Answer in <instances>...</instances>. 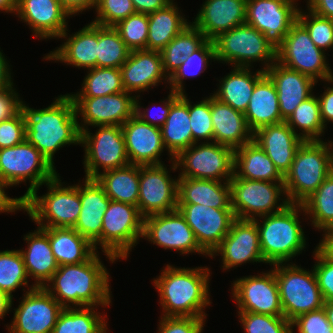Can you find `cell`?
Masks as SVG:
<instances>
[{
    "mask_svg": "<svg viewBox=\"0 0 333 333\" xmlns=\"http://www.w3.org/2000/svg\"><path fill=\"white\" fill-rule=\"evenodd\" d=\"M97 253L83 263L58 266L51 284L44 287L63 308L72 307L71 303L75 307L110 305V277Z\"/></svg>",
    "mask_w": 333,
    "mask_h": 333,
    "instance_id": "cell-1",
    "label": "cell"
},
{
    "mask_svg": "<svg viewBox=\"0 0 333 333\" xmlns=\"http://www.w3.org/2000/svg\"><path fill=\"white\" fill-rule=\"evenodd\" d=\"M26 121L25 139L34 145L53 165L56 151L67 144H79L81 132L78 115L70 94L60 95L48 107L29 108L23 104Z\"/></svg>",
    "mask_w": 333,
    "mask_h": 333,
    "instance_id": "cell-2",
    "label": "cell"
},
{
    "mask_svg": "<svg viewBox=\"0 0 333 333\" xmlns=\"http://www.w3.org/2000/svg\"><path fill=\"white\" fill-rule=\"evenodd\" d=\"M209 268H176L166 265L161 275L154 279L160 293L163 317L205 318L204 308L211 304L209 298Z\"/></svg>",
    "mask_w": 333,
    "mask_h": 333,
    "instance_id": "cell-3",
    "label": "cell"
},
{
    "mask_svg": "<svg viewBox=\"0 0 333 333\" xmlns=\"http://www.w3.org/2000/svg\"><path fill=\"white\" fill-rule=\"evenodd\" d=\"M328 143L308 140L299 146L283 181L290 204H302L333 171L332 146Z\"/></svg>",
    "mask_w": 333,
    "mask_h": 333,
    "instance_id": "cell-4",
    "label": "cell"
},
{
    "mask_svg": "<svg viewBox=\"0 0 333 333\" xmlns=\"http://www.w3.org/2000/svg\"><path fill=\"white\" fill-rule=\"evenodd\" d=\"M299 211L304 212L302 204H289L280 212L261 216L262 225L254 219L265 263L286 264L304 250L306 238L298 218Z\"/></svg>",
    "mask_w": 333,
    "mask_h": 333,
    "instance_id": "cell-5",
    "label": "cell"
},
{
    "mask_svg": "<svg viewBox=\"0 0 333 333\" xmlns=\"http://www.w3.org/2000/svg\"><path fill=\"white\" fill-rule=\"evenodd\" d=\"M58 175L45 183L48 193L38 196L32 192L24 200V211L40 228H74L77 223L81 210L80 185L63 187Z\"/></svg>",
    "mask_w": 333,
    "mask_h": 333,
    "instance_id": "cell-6",
    "label": "cell"
},
{
    "mask_svg": "<svg viewBox=\"0 0 333 333\" xmlns=\"http://www.w3.org/2000/svg\"><path fill=\"white\" fill-rule=\"evenodd\" d=\"M278 283L280 302L284 317L292 322L298 316L319 310L324 299L314 270L307 271L296 264L273 265Z\"/></svg>",
    "mask_w": 333,
    "mask_h": 333,
    "instance_id": "cell-7",
    "label": "cell"
},
{
    "mask_svg": "<svg viewBox=\"0 0 333 333\" xmlns=\"http://www.w3.org/2000/svg\"><path fill=\"white\" fill-rule=\"evenodd\" d=\"M216 60L234 67H250L251 62L264 61L265 71L276 61V49L265 39L262 32L244 23L222 32L215 39ZM270 62V63H269Z\"/></svg>",
    "mask_w": 333,
    "mask_h": 333,
    "instance_id": "cell-8",
    "label": "cell"
},
{
    "mask_svg": "<svg viewBox=\"0 0 333 333\" xmlns=\"http://www.w3.org/2000/svg\"><path fill=\"white\" fill-rule=\"evenodd\" d=\"M143 219L135 205L110 200L101 230L102 251L113 263L126 259L143 233Z\"/></svg>",
    "mask_w": 333,
    "mask_h": 333,
    "instance_id": "cell-9",
    "label": "cell"
},
{
    "mask_svg": "<svg viewBox=\"0 0 333 333\" xmlns=\"http://www.w3.org/2000/svg\"><path fill=\"white\" fill-rule=\"evenodd\" d=\"M55 166L26 139L13 147L0 149V177L10 186L29 180L24 199L40 186L53 179Z\"/></svg>",
    "mask_w": 333,
    "mask_h": 333,
    "instance_id": "cell-10",
    "label": "cell"
},
{
    "mask_svg": "<svg viewBox=\"0 0 333 333\" xmlns=\"http://www.w3.org/2000/svg\"><path fill=\"white\" fill-rule=\"evenodd\" d=\"M197 145L181 151L172 161L173 170L183 166L178 177L230 181L234 175V149L217 142Z\"/></svg>",
    "mask_w": 333,
    "mask_h": 333,
    "instance_id": "cell-11",
    "label": "cell"
},
{
    "mask_svg": "<svg viewBox=\"0 0 333 333\" xmlns=\"http://www.w3.org/2000/svg\"><path fill=\"white\" fill-rule=\"evenodd\" d=\"M229 185L231 207L238 219L254 220L256 216L261 217L280 212L290 204L287 198L279 197L283 196L281 194L286 195L283 182L231 178Z\"/></svg>",
    "mask_w": 333,
    "mask_h": 333,
    "instance_id": "cell-12",
    "label": "cell"
},
{
    "mask_svg": "<svg viewBox=\"0 0 333 333\" xmlns=\"http://www.w3.org/2000/svg\"><path fill=\"white\" fill-rule=\"evenodd\" d=\"M276 61L307 75L316 82L333 80V73L326 62L324 51L311 40L306 28L297 20L276 50Z\"/></svg>",
    "mask_w": 333,
    "mask_h": 333,
    "instance_id": "cell-13",
    "label": "cell"
},
{
    "mask_svg": "<svg viewBox=\"0 0 333 333\" xmlns=\"http://www.w3.org/2000/svg\"><path fill=\"white\" fill-rule=\"evenodd\" d=\"M96 127L99 129L95 134L90 133L87 126L81 131L80 144L85 147V178L98 176L101 167L104 172L130 164L121 126Z\"/></svg>",
    "mask_w": 333,
    "mask_h": 333,
    "instance_id": "cell-14",
    "label": "cell"
},
{
    "mask_svg": "<svg viewBox=\"0 0 333 333\" xmlns=\"http://www.w3.org/2000/svg\"><path fill=\"white\" fill-rule=\"evenodd\" d=\"M294 1L247 0L245 23L262 32L265 39L277 50L297 21L299 8Z\"/></svg>",
    "mask_w": 333,
    "mask_h": 333,
    "instance_id": "cell-15",
    "label": "cell"
},
{
    "mask_svg": "<svg viewBox=\"0 0 333 333\" xmlns=\"http://www.w3.org/2000/svg\"><path fill=\"white\" fill-rule=\"evenodd\" d=\"M15 308L10 333H52L61 304L44 288L31 285Z\"/></svg>",
    "mask_w": 333,
    "mask_h": 333,
    "instance_id": "cell-16",
    "label": "cell"
},
{
    "mask_svg": "<svg viewBox=\"0 0 333 333\" xmlns=\"http://www.w3.org/2000/svg\"><path fill=\"white\" fill-rule=\"evenodd\" d=\"M178 180L171 178L166 165L139 166L137 207L143 217L177 209Z\"/></svg>",
    "mask_w": 333,
    "mask_h": 333,
    "instance_id": "cell-17",
    "label": "cell"
},
{
    "mask_svg": "<svg viewBox=\"0 0 333 333\" xmlns=\"http://www.w3.org/2000/svg\"><path fill=\"white\" fill-rule=\"evenodd\" d=\"M142 237L181 254L198 252L208 255L197 243L192 229L178 209L144 217Z\"/></svg>",
    "mask_w": 333,
    "mask_h": 333,
    "instance_id": "cell-18",
    "label": "cell"
},
{
    "mask_svg": "<svg viewBox=\"0 0 333 333\" xmlns=\"http://www.w3.org/2000/svg\"><path fill=\"white\" fill-rule=\"evenodd\" d=\"M177 209L208 256L221 244L236 219L233 209H217L201 204H177Z\"/></svg>",
    "mask_w": 333,
    "mask_h": 333,
    "instance_id": "cell-19",
    "label": "cell"
},
{
    "mask_svg": "<svg viewBox=\"0 0 333 333\" xmlns=\"http://www.w3.org/2000/svg\"><path fill=\"white\" fill-rule=\"evenodd\" d=\"M233 298L239 312L284 316L275 272L246 276L233 282Z\"/></svg>",
    "mask_w": 333,
    "mask_h": 333,
    "instance_id": "cell-20",
    "label": "cell"
},
{
    "mask_svg": "<svg viewBox=\"0 0 333 333\" xmlns=\"http://www.w3.org/2000/svg\"><path fill=\"white\" fill-rule=\"evenodd\" d=\"M123 91L106 96L72 97L76 114H81L84 124H79L80 132L84 126H122L135 114V98Z\"/></svg>",
    "mask_w": 333,
    "mask_h": 333,
    "instance_id": "cell-21",
    "label": "cell"
},
{
    "mask_svg": "<svg viewBox=\"0 0 333 333\" xmlns=\"http://www.w3.org/2000/svg\"><path fill=\"white\" fill-rule=\"evenodd\" d=\"M217 253L222 256L224 270L249 261L264 263L256 221L236 218L228 234L209 257Z\"/></svg>",
    "mask_w": 333,
    "mask_h": 333,
    "instance_id": "cell-22",
    "label": "cell"
},
{
    "mask_svg": "<svg viewBox=\"0 0 333 333\" xmlns=\"http://www.w3.org/2000/svg\"><path fill=\"white\" fill-rule=\"evenodd\" d=\"M15 15L28 24L35 35L41 39L66 38V18L70 14L59 0H17Z\"/></svg>",
    "mask_w": 333,
    "mask_h": 333,
    "instance_id": "cell-23",
    "label": "cell"
},
{
    "mask_svg": "<svg viewBox=\"0 0 333 333\" xmlns=\"http://www.w3.org/2000/svg\"><path fill=\"white\" fill-rule=\"evenodd\" d=\"M121 128L130 164H162L159 157L165 146L160 127L147 124L134 114Z\"/></svg>",
    "mask_w": 333,
    "mask_h": 333,
    "instance_id": "cell-24",
    "label": "cell"
},
{
    "mask_svg": "<svg viewBox=\"0 0 333 333\" xmlns=\"http://www.w3.org/2000/svg\"><path fill=\"white\" fill-rule=\"evenodd\" d=\"M265 74L274 83L282 120L285 122L296 107L311 97L316 81L311 77L290 69L275 61L265 70Z\"/></svg>",
    "mask_w": 333,
    "mask_h": 333,
    "instance_id": "cell-25",
    "label": "cell"
},
{
    "mask_svg": "<svg viewBox=\"0 0 333 333\" xmlns=\"http://www.w3.org/2000/svg\"><path fill=\"white\" fill-rule=\"evenodd\" d=\"M80 200L81 210L74 229L97 250L101 245L103 216L111 199L95 178H85L84 186H80Z\"/></svg>",
    "mask_w": 333,
    "mask_h": 333,
    "instance_id": "cell-26",
    "label": "cell"
},
{
    "mask_svg": "<svg viewBox=\"0 0 333 333\" xmlns=\"http://www.w3.org/2000/svg\"><path fill=\"white\" fill-rule=\"evenodd\" d=\"M120 71L124 90L129 93L146 91L152 86H157L163 79L168 82L159 51H130L126 62L120 67Z\"/></svg>",
    "mask_w": 333,
    "mask_h": 333,
    "instance_id": "cell-27",
    "label": "cell"
},
{
    "mask_svg": "<svg viewBox=\"0 0 333 333\" xmlns=\"http://www.w3.org/2000/svg\"><path fill=\"white\" fill-rule=\"evenodd\" d=\"M256 142L285 176L290 170L295 154L304 141L286 122L267 125L253 133Z\"/></svg>",
    "mask_w": 333,
    "mask_h": 333,
    "instance_id": "cell-28",
    "label": "cell"
},
{
    "mask_svg": "<svg viewBox=\"0 0 333 333\" xmlns=\"http://www.w3.org/2000/svg\"><path fill=\"white\" fill-rule=\"evenodd\" d=\"M247 0H206L193 25L213 40L246 21Z\"/></svg>",
    "mask_w": 333,
    "mask_h": 333,
    "instance_id": "cell-29",
    "label": "cell"
},
{
    "mask_svg": "<svg viewBox=\"0 0 333 333\" xmlns=\"http://www.w3.org/2000/svg\"><path fill=\"white\" fill-rule=\"evenodd\" d=\"M211 119L214 142L236 149L253 140V132L247 125L244 113L220 102L213 95H211Z\"/></svg>",
    "mask_w": 333,
    "mask_h": 333,
    "instance_id": "cell-30",
    "label": "cell"
},
{
    "mask_svg": "<svg viewBox=\"0 0 333 333\" xmlns=\"http://www.w3.org/2000/svg\"><path fill=\"white\" fill-rule=\"evenodd\" d=\"M170 91L171 109L160 129L164 146L168 149L172 161L181 151L193 145V136L186 94Z\"/></svg>",
    "mask_w": 333,
    "mask_h": 333,
    "instance_id": "cell-31",
    "label": "cell"
},
{
    "mask_svg": "<svg viewBox=\"0 0 333 333\" xmlns=\"http://www.w3.org/2000/svg\"><path fill=\"white\" fill-rule=\"evenodd\" d=\"M98 24L91 22L44 58L82 68L97 67Z\"/></svg>",
    "mask_w": 333,
    "mask_h": 333,
    "instance_id": "cell-32",
    "label": "cell"
},
{
    "mask_svg": "<svg viewBox=\"0 0 333 333\" xmlns=\"http://www.w3.org/2000/svg\"><path fill=\"white\" fill-rule=\"evenodd\" d=\"M177 204H201L217 209H232L229 181L179 177Z\"/></svg>",
    "mask_w": 333,
    "mask_h": 333,
    "instance_id": "cell-33",
    "label": "cell"
},
{
    "mask_svg": "<svg viewBox=\"0 0 333 333\" xmlns=\"http://www.w3.org/2000/svg\"><path fill=\"white\" fill-rule=\"evenodd\" d=\"M24 239L28 243L27 250L19 251L23 257L27 275L36 280L33 284L35 287H45L58 269L49 237L38 227L33 233L29 232L24 236Z\"/></svg>",
    "mask_w": 333,
    "mask_h": 333,
    "instance_id": "cell-34",
    "label": "cell"
},
{
    "mask_svg": "<svg viewBox=\"0 0 333 333\" xmlns=\"http://www.w3.org/2000/svg\"><path fill=\"white\" fill-rule=\"evenodd\" d=\"M244 116L253 133L263 126L284 122L275 85L266 74L255 84Z\"/></svg>",
    "mask_w": 333,
    "mask_h": 333,
    "instance_id": "cell-35",
    "label": "cell"
},
{
    "mask_svg": "<svg viewBox=\"0 0 333 333\" xmlns=\"http://www.w3.org/2000/svg\"><path fill=\"white\" fill-rule=\"evenodd\" d=\"M232 178L268 182L284 181V176L279 172L272 160L253 140L234 149V175Z\"/></svg>",
    "mask_w": 333,
    "mask_h": 333,
    "instance_id": "cell-36",
    "label": "cell"
},
{
    "mask_svg": "<svg viewBox=\"0 0 333 333\" xmlns=\"http://www.w3.org/2000/svg\"><path fill=\"white\" fill-rule=\"evenodd\" d=\"M264 75L263 70L253 74L249 67H234L230 74L222 78L213 96L220 102L230 105L234 110L245 113L255 84Z\"/></svg>",
    "mask_w": 333,
    "mask_h": 333,
    "instance_id": "cell-37",
    "label": "cell"
},
{
    "mask_svg": "<svg viewBox=\"0 0 333 333\" xmlns=\"http://www.w3.org/2000/svg\"><path fill=\"white\" fill-rule=\"evenodd\" d=\"M41 229L49 237L58 266L83 263L96 252L94 246L74 228Z\"/></svg>",
    "mask_w": 333,
    "mask_h": 333,
    "instance_id": "cell-38",
    "label": "cell"
},
{
    "mask_svg": "<svg viewBox=\"0 0 333 333\" xmlns=\"http://www.w3.org/2000/svg\"><path fill=\"white\" fill-rule=\"evenodd\" d=\"M172 1L163 9L148 14L147 50L161 51L190 23L179 13Z\"/></svg>",
    "mask_w": 333,
    "mask_h": 333,
    "instance_id": "cell-39",
    "label": "cell"
},
{
    "mask_svg": "<svg viewBox=\"0 0 333 333\" xmlns=\"http://www.w3.org/2000/svg\"><path fill=\"white\" fill-rule=\"evenodd\" d=\"M106 195L113 201L137 206L139 196V165L127 166L100 172L95 177Z\"/></svg>",
    "mask_w": 333,
    "mask_h": 333,
    "instance_id": "cell-40",
    "label": "cell"
},
{
    "mask_svg": "<svg viewBox=\"0 0 333 333\" xmlns=\"http://www.w3.org/2000/svg\"><path fill=\"white\" fill-rule=\"evenodd\" d=\"M206 40L205 35L193 24H189L182 32L175 36L160 51L163 69L168 78Z\"/></svg>",
    "mask_w": 333,
    "mask_h": 333,
    "instance_id": "cell-41",
    "label": "cell"
},
{
    "mask_svg": "<svg viewBox=\"0 0 333 333\" xmlns=\"http://www.w3.org/2000/svg\"><path fill=\"white\" fill-rule=\"evenodd\" d=\"M94 307L63 308L52 333H106L105 318Z\"/></svg>",
    "mask_w": 333,
    "mask_h": 333,
    "instance_id": "cell-42",
    "label": "cell"
},
{
    "mask_svg": "<svg viewBox=\"0 0 333 333\" xmlns=\"http://www.w3.org/2000/svg\"><path fill=\"white\" fill-rule=\"evenodd\" d=\"M285 122L304 141L322 140L319 137L324 133L325 126L321 119L318 97L312 95L300 103ZM296 127L299 128L302 133H297L295 130Z\"/></svg>",
    "mask_w": 333,
    "mask_h": 333,
    "instance_id": "cell-43",
    "label": "cell"
},
{
    "mask_svg": "<svg viewBox=\"0 0 333 333\" xmlns=\"http://www.w3.org/2000/svg\"><path fill=\"white\" fill-rule=\"evenodd\" d=\"M304 212L312 218L315 228H333V171L320 187L303 203ZM312 215V216H311Z\"/></svg>",
    "mask_w": 333,
    "mask_h": 333,
    "instance_id": "cell-44",
    "label": "cell"
},
{
    "mask_svg": "<svg viewBox=\"0 0 333 333\" xmlns=\"http://www.w3.org/2000/svg\"><path fill=\"white\" fill-rule=\"evenodd\" d=\"M130 50L113 26L98 25L97 67L120 68Z\"/></svg>",
    "mask_w": 333,
    "mask_h": 333,
    "instance_id": "cell-45",
    "label": "cell"
},
{
    "mask_svg": "<svg viewBox=\"0 0 333 333\" xmlns=\"http://www.w3.org/2000/svg\"><path fill=\"white\" fill-rule=\"evenodd\" d=\"M88 70L80 93L71 97H97L125 91L120 68L95 67Z\"/></svg>",
    "mask_w": 333,
    "mask_h": 333,
    "instance_id": "cell-46",
    "label": "cell"
},
{
    "mask_svg": "<svg viewBox=\"0 0 333 333\" xmlns=\"http://www.w3.org/2000/svg\"><path fill=\"white\" fill-rule=\"evenodd\" d=\"M216 61L215 45L213 40L207 39L197 50H195L188 58L175 70L168 78L170 88L177 93H185L183 89V80L186 77L197 76L205 71L209 65V60Z\"/></svg>",
    "mask_w": 333,
    "mask_h": 333,
    "instance_id": "cell-47",
    "label": "cell"
},
{
    "mask_svg": "<svg viewBox=\"0 0 333 333\" xmlns=\"http://www.w3.org/2000/svg\"><path fill=\"white\" fill-rule=\"evenodd\" d=\"M28 275L19 250L0 251V291L13 299L12 292L28 286Z\"/></svg>",
    "mask_w": 333,
    "mask_h": 333,
    "instance_id": "cell-48",
    "label": "cell"
},
{
    "mask_svg": "<svg viewBox=\"0 0 333 333\" xmlns=\"http://www.w3.org/2000/svg\"><path fill=\"white\" fill-rule=\"evenodd\" d=\"M113 27L130 51L147 50L148 14L136 12Z\"/></svg>",
    "mask_w": 333,
    "mask_h": 333,
    "instance_id": "cell-49",
    "label": "cell"
},
{
    "mask_svg": "<svg viewBox=\"0 0 333 333\" xmlns=\"http://www.w3.org/2000/svg\"><path fill=\"white\" fill-rule=\"evenodd\" d=\"M245 333H292L291 322L284 316L238 312Z\"/></svg>",
    "mask_w": 333,
    "mask_h": 333,
    "instance_id": "cell-50",
    "label": "cell"
},
{
    "mask_svg": "<svg viewBox=\"0 0 333 333\" xmlns=\"http://www.w3.org/2000/svg\"><path fill=\"white\" fill-rule=\"evenodd\" d=\"M304 14L300 9L297 20L306 28L314 44L325 51L333 48V19L319 16L311 10ZM309 16V17H308Z\"/></svg>",
    "mask_w": 333,
    "mask_h": 333,
    "instance_id": "cell-51",
    "label": "cell"
},
{
    "mask_svg": "<svg viewBox=\"0 0 333 333\" xmlns=\"http://www.w3.org/2000/svg\"><path fill=\"white\" fill-rule=\"evenodd\" d=\"M206 98L193 105L188 100L193 144L198 143L200 139L214 142V130L211 119V95L209 98Z\"/></svg>",
    "mask_w": 333,
    "mask_h": 333,
    "instance_id": "cell-52",
    "label": "cell"
},
{
    "mask_svg": "<svg viewBox=\"0 0 333 333\" xmlns=\"http://www.w3.org/2000/svg\"><path fill=\"white\" fill-rule=\"evenodd\" d=\"M97 17L93 23L101 26H115L119 21L136 13L131 0H97Z\"/></svg>",
    "mask_w": 333,
    "mask_h": 333,
    "instance_id": "cell-53",
    "label": "cell"
},
{
    "mask_svg": "<svg viewBox=\"0 0 333 333\" xmlns=\"http://www.w3.org/2000/svg\"><path fill=\"white\" fill-rule=\"evenodd\" d=\"M26 121L24 109L15 117L0 122V149L13 147L25 140Z\"/></svg>",
    "mask_w": 333,
    "mask_h": 333,
    "instance_id": "cell-54",
    "label": "cell"
},
{
    "mask_svg": "<svg viewBox=\"0 0 333 333\" xmlns=\"http://www.w3.org/2000/svg\"><path fill=\"white\" fill-rule=\"evenodd\" d=\"M291 326L297 327L298 333H333L324 308L298 316L291 322Z\"/></svg>",
    "mask_w": 333,
    "mask_h": 333,
    "instance_id": "cell-55",
    "label": "cell"
},
{
    "mask_svg": "<svg viewBox=\"0 0 333 333\" xmlns=\"http://www.w3.org/2000/svg\"><path fill=\"white\" fill-rule=\"evenodd\" d=\"M314 258L317 264L313 267L319 289L325 302L333 301V261L326 259L316 248Z\"/></svg>",
    "mask_w": 333,
    "mask_h": 333,
    "instance_id": "cell-56",
    "label": "cell"
},
{
    "mask_svg": "<svg viewBox=\"0 0 333 333\" xmlns=\"http://www.w3.org/2000/svg\"><path fill=\"white\" fill-rule=\"evenodd\" d=\"M158 333H202L204 318L162 317Z\"/></svg>",
    "mask_w": 333,
    "mask_h": 333,
    "instance_id": "cell-57",
    "label": "cell"
},
{
    "mask_svg": "<svg viewBox=\"0 0 333 333\" xmlns=\"http://www.w3.org/2000/svg\"><path fill=\"white\" fill-rule=\"evenodd\" d=\"M12 86L0 89V122L15 117L23 109L24 103Z\"/></svg>",
    "mask_w": 333,
    "mask_h": 333,
    "instance_id": "cell-58",
    "label": "cell"
},
{
    "mask_svg": "<svg viewBox=\"0 0 333 333\" xmlns=\"http://www.w3.org/2000/svg\"><path fill=\"white\" fill-rule=\"evenodd\" d=\"M138 97H140V95H137V98H135V115L139 117L143 122L161 128L166 122L167 116L169 115L171 109V92L166 99L167 101H161L163 102V107L161 108L162 110H160V114L158 113L155 117L149 116L148 113H146L148 112V109L144 111L142 110L143 113L141 112L139 100H137Z\"/></svg>",
    "mask_w": 333,
    "mask_h": 333,
    "instance_id": "cell-59",
    "label": "cell"
},
{
    "mask_svg": "<svg viewBox=\"0 0 333 333\" xmlns=\"http://www.w3.org/2000/svg\"><path fill=\"white\" fill-rule=\"evenodd\" d=\"M10 185L0 177V213L15 212L16 210H24V198H10L5 194V189Z\"/></svg>",
    "mask_w": 333,
    "mask_h": 333,
    "instance_id": "cell-60",
    "label": "cell"
},
{
    "mask_svg": "<svg viewBox=\"0 0 333 333\" xmlns=\"http://www.w3.org/2000/svg\"><path fill=\"white\" fill-rule=\"evenodd\" d=\"M327 82L333 83V80H327ZM325 92L318 97L320 103L321 119L326 127L327 121L333 123V86L327 87Z\"/></svg>",
    "mask_w": 333,
    "mask_h": 333,
    "instance_id": "cell-61",
    "label": "cell"
},
{
    "mask_svg": "<svg viewBox=\"0 0 333 333\" xmlns=\"http://www.w3.org/2000/svg\"><path fill=\"white\" fill-rule=\"evenodd\" d=\"M138 13L150 14L163 9L173 0H131Z\"/></svg>",
    "mask_w": 333,
    "mask_h": 333,
    "instance_id": "cell-62",
    "label": "cell"
},
{
    "mask_svg": "<svg viewBox=\"0 0 333 333\" xmlns=\"http://www.w3.org/2000/svg\"><path fill=\"white\" fill-rule=\"evenodd\" d=\"M62 7L71 15H75L83 10L96 8L97 0H59Z\"/></svg>",
    "mask_w": 333,
    "mask_h": 333,
    "instance_id": "cell-63",
    "label": "cell"
},
{
    "mask_svg": "<svg viewBox=\"0 0 333 333\" xmlns=\"http://www.w3.org/2000/svg\"><path fill=\"white\" fill-rule=\"evenodd\" d=\"M308 9L315 14L333 19V0H309Z\"/></svg>",
    "mask_w": 333,
    "mask_h": 333,
    "instance_id": "cell-64",
    "label": "cell"
},
{
    "mask_svg": "<svg viewBox=\"0 0 333 333\" xmlns=\"http://www.w3.org/2000/svg\"><path fill=\"white\" fill-rule=\"evenodd\" d=\"M323 239L316 249L328 260L333 261V228L323 230Z\"/></svg>",
    "mask_w": 333,
    "mask_h": 333,
    "instance_id": "cell-65",
    "label": "cell"
},
{
    "mask_svg": "<svg viewBox=\"0 0 333 333\" xmlns=\"http://www.w3.org/2000/svg\"><path fill=\"white\" fill-rule=\"evenodd\" d=\"M0 51V89H4L13 85L11 81L10 66L8 65L5 56Z\"/></svg>",
    "mask_w": 333,
    "mask_h": 333,
    "instance_id": "cell-66",
    "label": "cell"
},
{
    "mask_svg": "<svg viewBox=\"0 0 333 333\" xmlns=\"http://www.w3.org/2000/svg\"><path fill=\"white\" fill-rule=\"evenodd\" d=\"M12 300L5 292L0 291V319L4 318V315L10 311Z\"/></svg>",
    "mask_w": 333,
    "mask_h": 333,
    "instance_id": "cell-67",
    "label": "cell"
},
{
    "mask_svg": "<svg viewBox=\"0 0 333 333\" xmlns=\"http://www.w3.org/2000/svg\"><path fill=\"white\" fill-rule=\"evenodd\" d=\"M17 0H0V10L8 12H16Z\"/></svg>",
    "mask_w": 333,
    "mask_h": 333,
    "instance_id": "cell-68",
    "label": "cell"
},
{
    "mask_svg": "<svg viewBox=\"0 0 333 333\" xmlns=\"http://www.w3.org/2000/svg\"><path fill=\"white\" fill-rule=\"evenodd\" d=\"M328 322L333 327V301L325 302L323 306Z\"/></svg>",
    "mask_w": 333,
    "mask_h": 333,
    "instance_id": "cell-69",
    "label": "cell"
},
{
    "mask_svg": "<svg viewBox=\"0 0 333 333\" xmlns=\"http://www.w3.org/2000/svg\"><path fill=\"white\" fill-rule=\"evenodd\" d=\"M331 142V146H332V152H333V142L332 141H330Z\"/></svg>",
    "mask_w": 333,
    "mask_h": 333,
    "instance_id": "cell-70",
    "label": "cell"
}]
</instances>
